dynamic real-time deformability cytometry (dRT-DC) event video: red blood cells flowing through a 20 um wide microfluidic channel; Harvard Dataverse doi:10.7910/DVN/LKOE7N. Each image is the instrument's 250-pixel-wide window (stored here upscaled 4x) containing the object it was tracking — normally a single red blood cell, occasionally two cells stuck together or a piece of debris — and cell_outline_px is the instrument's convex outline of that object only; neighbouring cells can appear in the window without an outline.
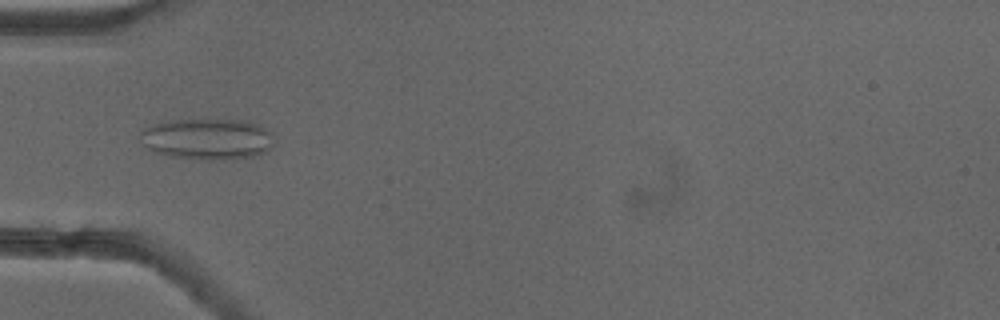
{"species": "common noctule bat (a hibernating species)", "species_latin": "Nyctalus noctula", "temperature_condition": "cold", "stored_images_in_passage": 53, "camera_frame_rate_fps": 3000, "um_per_image_px": 0.085, "animal": {"sex": "female"}, "frame": {"image": 1, "passage_image": 18, "time_ms": 5.667, "image_size_px": [1000, 320], "cell_outline_px": [[276, 144], [268, 152], [252, 156], [224, 160], [208, 160], [172, 156], [156, 152], [148, 148], [144, 144], [140, 132], [144, 128], [152, 124], [172, 120], [204, 116], [248, 120], [260, 124], [272, 132], [276, 136]], "centroid_in_image_um": [17.75, 11.75], "position_along_channel_um": 67.3, "area_um2": 33.58}}
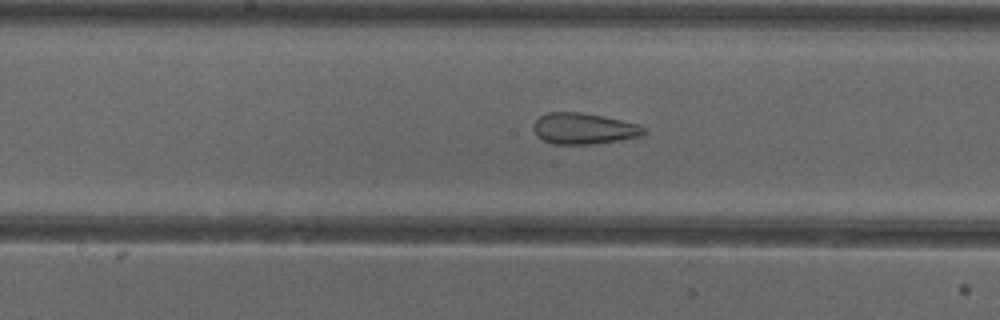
{"frame": {"image": 2, "passage_image": 28, "time_ms": 9.0, "image_size_px": [1000, 320], "cell_outline_px": [[644, 132], [640, 136], [620, 140], [592, 144], [552, 144], [536, 136], [532, 128], [532, 124], [540, 116], [548, 112], [580, 112], [604, 116], [640, 124], [644, 128]], "centroid_in_image_um": [49.58, 10.92], "position_along_channel_um": 198.6, "area_um2": 20.11}}
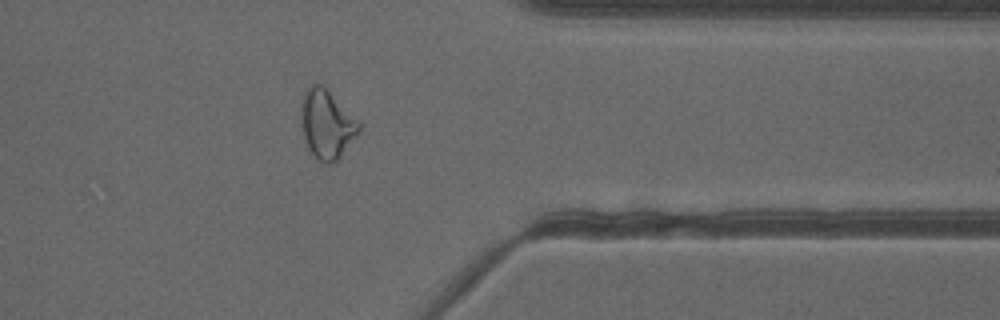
{"frame": {"image": 3, "passage_image": 43, "time_ms": 14.0, "image_size_px": [1000, 320], "cell_outline_px": [[360, 132], [340, 156], [332, 164], [324, 164], [308, 148], [300, 124], [300, 108], [304, 92], [312, 84], [320, 84], [360, 120]], "centroid_in_image_um": [27.77, 10.56], "position_along_channel_um": 383.6, "area_um2": 23.12}, "authors_computed_cell_mechanics": {"area_um2": 24.7962, "velocity_mm_per_s": 3.9108, "shape_relaxation_time_tau1_ms": null, "shape_relaxation_time_tau2_ms": 1.8999, "deformation_change_tau1": null, "deformation_change_tau2": 0.1079}}